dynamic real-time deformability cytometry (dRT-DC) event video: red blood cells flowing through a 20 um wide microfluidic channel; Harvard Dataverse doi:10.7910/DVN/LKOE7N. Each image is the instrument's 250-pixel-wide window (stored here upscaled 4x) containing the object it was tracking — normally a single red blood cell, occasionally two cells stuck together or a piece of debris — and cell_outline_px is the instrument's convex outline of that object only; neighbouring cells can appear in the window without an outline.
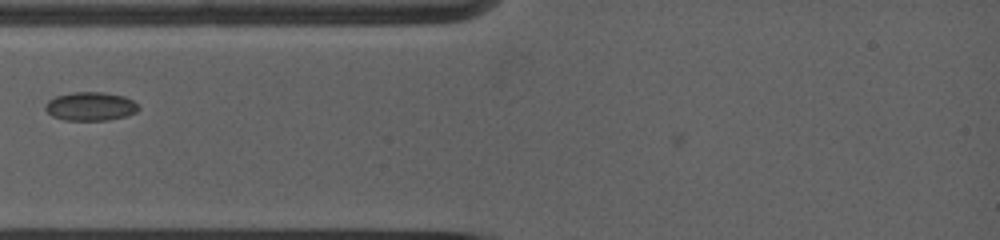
{"species": "common noctule bat (a hibernating species)", "species_latin": "Nyctalus noctula", "temperature_condition": "warm", "stored_images_in_passage": 23, "camera_frame_rate_fps": 5000, "um_per_image_px": 0.085, "animal": {"sex": "female", "body_mass_g": 19.0, "forearm_length_mm": 53.3}, "frame": {"image": 1, "passage_image": 4, "time_ms": 1.6, "image_size_px": [1000, 240], "cell_outline_px": [[140, 108], [136, 112], [124, 116], [108, 120], [64, 120], [52, 116], [44, 108], [44, 104], [48, 100], [56, 96], [72, 92], [104, 92], [124, 96], [132, 100]], "centroid_in_image_um": [7.66, 9.03], "position_along_channel_um": 77.3, "area_um2": 15.55}}
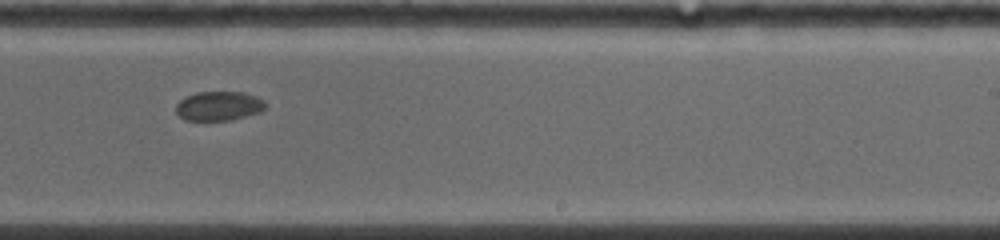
{"frame": {"image": 2, "passage_image": 12, "time_ms": 6.8, "image_size_px": [1000, 240], "cell_outline_px": [[264, 108], [260, 112], [232, 120], [184, 120], [176, 112], [176, 104], [184, 96], [196, 92], [240, 92], [256, 96], [264, 100]], "centroid_in_image_um": [18.57, 9.0], "position_along_channel_um": 270.4, "area_um2": 15.26}}
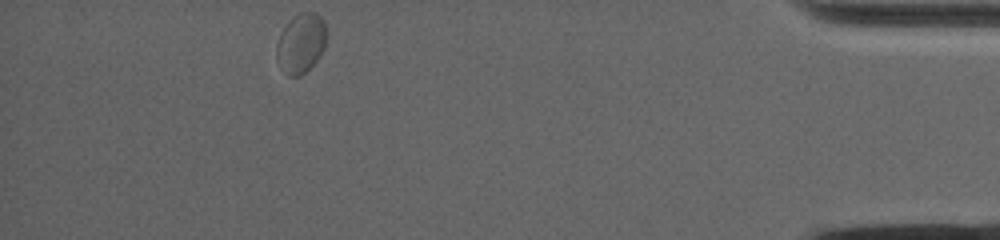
{"frame": {"image": 3, "passage_image": 23, "time_ms": 12.4, "image_size_px": [1000, 240], "cell_outline_px": [[328, 36], [324, 48], [320, 56], [300, 76], [288, 76], [280, 68], [276, 56], [276, 44], [280, 32], [288, 20], [292, 16], [300, 12], [316, 12], [324, 20], [328, 32]], "centroid_in_image_um": [25.58, 3.63], "position_along_channel_um": 409.6, "area_um2": 17.8}}